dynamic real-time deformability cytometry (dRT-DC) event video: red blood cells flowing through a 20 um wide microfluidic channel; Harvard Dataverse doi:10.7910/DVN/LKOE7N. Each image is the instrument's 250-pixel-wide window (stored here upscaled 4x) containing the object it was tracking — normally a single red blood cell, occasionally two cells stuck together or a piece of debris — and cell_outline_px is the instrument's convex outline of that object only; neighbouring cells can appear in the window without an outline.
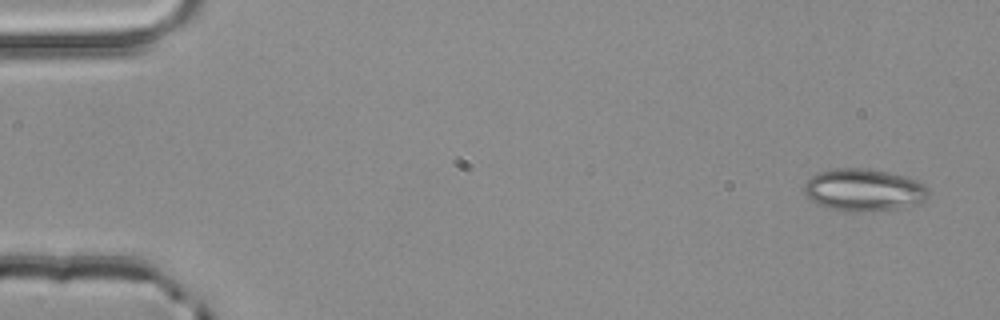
{"species": "common noctule bat (a hibernating species)", "species_latin": "Nyctalus noctula", "temperature_condition": "room temperature", "stored_images_in_passage": 4, "camera_frame_rate_fps": 3000, "um_per_image_px": 0.085, "animal": {"sex": "male", "body_mass_g": 20.4}, "frame": {"image": 1, "passage_image": 1, "time_ms": 0.0, "image_size_px": [1000, 320], "cell_outline_px": [[928, 196], [920, 204], [896, 208], [852, 212], [840, 212], [828, 208], [812, 200], [804, 192], [804, 184], [812, 176], [820, 172], [836, 168], [864, 168], [888, 172], [904, 176], [916, 180], [924, 184], [928, 188]], "centroid_in_image_um": [73.43, 16.15], "position_along_channel_um": 11.6, "area_um2": 30.52}}